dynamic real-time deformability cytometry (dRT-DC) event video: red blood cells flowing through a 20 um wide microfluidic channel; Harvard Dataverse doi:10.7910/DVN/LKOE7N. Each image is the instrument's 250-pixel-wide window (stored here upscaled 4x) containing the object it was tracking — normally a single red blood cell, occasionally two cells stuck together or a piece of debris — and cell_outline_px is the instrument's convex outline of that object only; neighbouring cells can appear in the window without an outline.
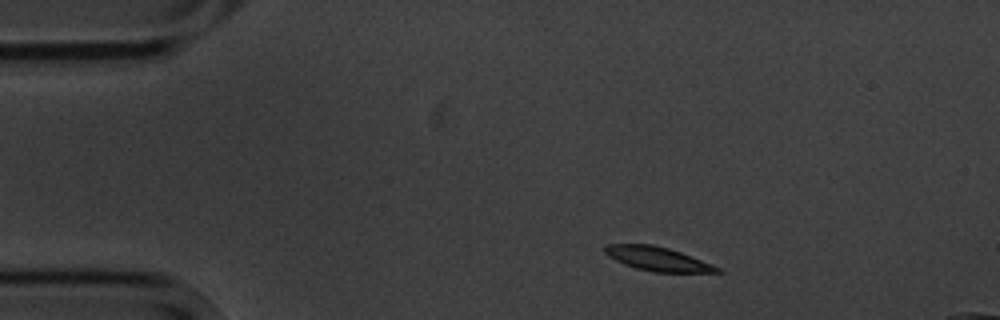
{"species": "common noctule bat (a hibernating species)", "species_latin": "Nyctalus noctula", "temperature_condition": "cold", "stored_images_in_passage": 4, "segment_of_instrument_passage": [1, 2], "camera_frame_rate_fps": 3000, "um_per_image_px": 0.085, "animal": {"sex": "male", "body_mass_g": 20.1, "forearm_length_mm": 53.5}, "frame": {"image": 1, "passage_image": 1, "time_ms": 0.0, "image_size_px": [1000, 320], "cell_outline_px": [[724, 272], [652, 272], [636, 268], [624, 264], [608, 256], [604, 252], [604, 244], [652, 244], [668, 248], [680, 252], [712, 264], [720, 268]], "centroid_in_image_um": [55.87, 22.0], "position_along_channel_um": 29.1, "area_um2": 15.61}}